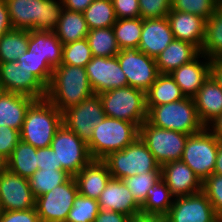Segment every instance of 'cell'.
<instances>
[{
  "instance_id": "obj_40",
  "label": "cell",
  "mask_w": 222,
  "mask_h": 222,
  "mask_svg": "<svg viewBox=\"0 0 222 222\" xmlns=\"http://www.w3.org/2000/svg\"><path fill=\"white\" fill-rule=\"evenodd\" d=\"M161 178V171L125 177L122 181L127 185L135 200L142 206L147 200V192Z\"/></svg>"
},
{
  "instance_id": "obj_2",
  "label": "cell",
  "mask_w": 222,
  "mask_h": 222,
  "mask_svg": "<svg viewBox=\"0 0 222 222\" xmlns=\"http://www.w3.org/2000/svg\"><path fill=\"white\" fill-rule=\"evenodd\" d=\"M13 29L54 31L63 10L62 0H5Z\"/></svg>"
},
{
  "instance_id": "obj_6",
  "label": "cell",
  "mask_w": 222,
  "mask_h": 222,
  "mask_svg": "<svg viewBox=\"0 0 222 222\" xmlns=\"http://www.w3.org/2000/svg\"><path fill=\"white\" fill-rule=\"evenodd\" d=\"M98 95L106 117L132 122L138 128L147 120L144 91L127 85Z\"/></svg>"
},
{
  "instance_id": "obj_35",
  "label": "cell",
  "mask_w": 222,
  "mask_h": 222,
  "mask_svg": "<svg viewBox=\"0 0 222 222\" xmlns=\"http://www.w3.org/2000/svg\"><path fill=\"white\" fill-rule=\"evenodd\" d=\"M86 39L94 57H114L120 51L112 27L91 29Z\"/></svg>"
},
{
  "instance_id": "obj_4",
  "label": "cell",
  "mask_w": 222,
  "mask_h": 222,
  "mask_svg": "<svg viewBox=\"0 0 222 222\" xmlns=\"http://www.w3.org/2000/svg\"><path fill=\"white\" fill-rule=\"evenodd\" d=\"M147 121L155 127L173 130L187 135L201 132V123L194 99L185 97L179 101L159 106H146Z\"/></svg>"
},
{
  "instance_id": "obj_20",
  "label": "cell",
  "mask_w": 222,
  "mask_h": 222,
  "mask_svg": "<svg viewBox=\"0 0 222 222\" xmlns=\"http://www.w3.org/2000/svg\"><path fill=\"white\" fill-rule=\"evenodd\" d=\"M174 39L167 17L142 19L139 51L155 59Z\"/></svg>"
},
{
  "instance_id": "obj_43",
  "label": "cell",
  "mask_w": 222,
  "mask_h": 222,
  "mask_svg": "<svg viewBox=\"0 0 222 222\" xmlns=\"http://www.w3.org/2000/svg\"><path fill=\"white\" fill-rule=\"evenodd\" d=\"M202 192L207 196L216 213L222 217V175L212 174L202 183Z\"/></svg>"
},
{
  "instance_id": "obj_1",
  "label": "cell",
  "mask_w": 222,
  "mask_h": 222,
  "mask_svg": "<svg viewBox=\"0 0 222 222\" xmlns=\"http://www.w3.org/2000/svg\"><path fill=\"white\" fill-rule=\"evenodd\" d=\"M93 95L85 67L60 64L53 69L46 98L61 113Z\"/></svg>"
},
{
  "instance_id": "obj_41",
  "label": "cell",
  "mask_w": 222,
  "mask_h": 222,
  "mask_svg": "<svg viewBox=\"0 0 222 222\" xmlns=\"http://www.w3.org/2000/svg\"><path fill=\"white\" fill-rule=\"evenodd\" d=\"M99 210V204L96 199L88 198L78 193L65 222H94Z\"/></svg>"
},
{
  "instance_id": "obj_48",
  "label": "cell",
  "mask_w": 222,
  "mask_h": 222,
  "mask_svg": "<svg viewBox=\"0 0 222 222\" xmlns=\"http://www.w3.org/2000/svg\"><path fill=\"white\" fill-rule=\"evenodd\" d=\"M37 155V165L39 169H61V164H58V158L56 157V153L53 152L52 148H38L36 150Z\"/></svg>"
},
{
  "instance_id": "obj_37",
  "label": "cell",
  "mask_w": 222,
  "mask_h": 222,
  "mask_svg": "<svg viewBox=\"0 0 222 222\" xmlns=\"http://www.w3.org/2000/svg\"><path fill=\"white\" fill-rule=\"evenodd\" d=\"M70 177L71 175L61 169H39L28 179L33 195L37 198L65 183Z\"/></svg>"
},
{
  "instance_id": "obj_32",
  "label": "cell",
  "mask_w": 222,
  "mask_h": 222,
  "mask_svg": "<svg viewBox=\"0 0 222 222\" xmlns=\"http://www.w3.org/2000/svg\"><path fill=\"white\" fill-rule=\"evenodd\" d=\"M29 30L12 29L0 37V62H14L28 48Z\"/></svg>"
},
{
  "instance_id": "obj_53",
  "label": "cell",
  "mask_w": 222,
  "mask_h": 222,
  "mask_svg": "<svg viewBox=\"0 0 222 222\" xmlns=\"http://www.w3.org/2000/svg\"><path fill=\"white\" fill-rule=\"evenodd\" d=\"M211 76L222 89V58L211 59Z\"/></svg>"
},
{
  "instance_id": "obj_10",
  "label": "cell",
  "mask_w": 222,
  "mask_h": 222,
  "mask_svg": "<svg viewBox=\"0 0 222 222\" xmlns=\"http://www.w3.org/2000/svg\"><path fill=\"white\" fill-rule=\"evenodd\" d=\"M50 147L56 153L61 170L72 177L92 160L87 143L63 124L56 131Z\"/></svg>"
},
{
  "instance_id": "obj_11",
  "label": "cell",
  "mask_w": 222,
  "mask_h": 222,
  "mask_svg": "<svg viewBox=\"0 0 222 222\" xmlns=\"http://www.w3.org/2000/svg\"><path fill=\"white\" fill-rule=\"evenodd\" d=\"M78 193L75 177L71 176L65 183L37 197L35 209L40 222H65Z\"/></svg>"
},
{
  "instance_id": "obj_19",
  "label": "cell",
  "mask_w": 222,
  "mask_h": 222,
  "mask_svg": "<svg viewBox=\"0 0 222 222\" xmlns=\"http://www.w3.org/2000/svg\"><path fill=\"white\" fill-rule=\"evenodd\" d=\"M97 201L101 210H110L128 216L141 213V205L121 179L111 178Z\"/></svg>"
},
{
  "instance_id": "obj_57",
  "label": "cell",
  "mask_w": 222,
  "mask_h": 222,
  "mask_svg": "<svg viewBox=\"0 0 222 222\" xmlns=\"http://www.w3.org/2000/svg\"><path fill=\"white\" fill-rule=\"evenodd\" d=\"M3 92V89L1 88V86H0V94Z\"/></svg>"
},
{
  "instance_id": "obj_42",
  "label": "cell",
  "mask_w": 222,
  "mask_h": 222,
  "mask_svg": "<svg viewBox=\"0 0 222 222\" xmlns=\"http://www.w3.org/2000/svg\"><path fill=\"white\" fill-rule=\"evenodd\" d=\"M218 5L217 0H171V10L198 15L205 20L215 13Z\"/></svg>"
},
{
  "instance_id": "obj_18",
  "label": "cell",
  "mask_w": 222,
  "mask_h": 222,
  "mask_svg": "<svg viewBox=\"0 0 222 222\" xmlns=\"http://www.w3.org/2000/svg\"><path fill=\"white\" fill-rule=\"evenodd\" d=\"M161 178L174 198L196 194L202 191V181L182 160L161 166Z\"/></svg>"
},
{
  "instance_id": "obj_24",
  "label": "cell",
  "mask_w": 222,
  "mask_h": 222,
  "mask_svg": "<svg viewBox=\"0 0 222 222\" xmlns=\"http://www.w3.org/2000/svg\"><path fill=\"white\" fill-rule=\"evenodd\" d=\"M201 123L208 127L222 114V89L210 75L193 97Z\"/></svg>"
},
{
  "instance_id": "obj_17",
  "label": "cell",
  "mask_w": 222,
  "mask_h": 222,
  "mask_svg": "<svg viewBox=\"0 0 222 222\" xmlns=\"http://www.w3.org/2000/svg\"><path fill=\"white\" fill-rule=\"evenodd\" d=\"M85 68L94 94L127 86L126 75L120 68L117 56H93Z\"/></svg>"
},
{
  "instance_id": "obj_16",
  "label": "cell",
  "mask_w": 222,
  "mask_h": 222,
  "mask_svg": "<svg viewBox=\"0 0 222 222\" xmlns=\"http://www.w3.org/2000/svg\"><path fill=\"white\" fill-rule=\"evenodd\" d=\"M0 86L5 92L30 96L35 100L46 98L47 87L32 73L20 68L17 61L0 62Z\"/></svg>"
},
{
  "instance_id": "obj_9",
  "label": "cell",
  "mask_w": 222,
  "mask_h": 222,
  "mask_svg": "<svg viewBox=\"0 0 222 222\" xmlns=\"http://www.w3.org/2000/svg\"><path fill=\"white\" fill-rule=\"evenodd\" d=\"M219 140L205 127L201 132L189 135L181 160L203 182L215 169Z\"/></svg>"
},
{
  "instance_id": "obj_5",
  "label": "cell",
  "mask_w": 222,
  "mask_h": 222,
  "mask_svg": "<svg viewBox=\"0 0 222 222\" xmlns=\"http://www.w3.org/2000/svg\"><path fill=\"white\" fill-rule=\"evenodd\" d=\"M138 136L139 128L134 123L105 116L87 143L90 156L103 160L110 153L123 150Z\"/></svg>"
},
{
  "instance_id": "obj_44",
  "label": "cell",
  "mask_w": 222,
  "mask_h": 222,
  "mask_svg": "<svg viewBox=\"0 0 222 222\" xmlns=\"http://www.w3.org/2000/svg\"><path fill=\"white\" fill-rule=\"evenodd\" d=\"M142 19L165 18L171 11V0H139Z\"/></svg>"
},
{
  "instance_id": "obj_45",
  "label": "cell",
  "mask_w": 222,
  "mask_h": 222,
  "mask_svg": "<svg viewBox=\"0 0 222 222\" xmlns=\"http://www.w3.org/2000/svg\"><path fill=\"white\" fill-rule=\"evenodd\" d=\"M20 140V131L8 126H0V157L4 161L10 157Z\"/></svg>"
},
{
  "instance_id": "obj_29",
  "label": "cell",
  "mask_w": 222,
  "mask_h": 222,
  "mask_svg": "<svg viewBox=\"0 0 222 222\" xmlns=\"http://www.w3.org/2000/svg\"><path fill=\"white\" fill-rule=\"evenodd\" d=\"M146 106H159L185 98L181 88L170 74H159L155 82L145 92Z\"/></svg>"
},
{
  "instance_id": "obj_38",
  "label": "cell",
  "mask_w": 222,
  "mask_h": 222,
  "mask_svg": "<svg viewBox=\"0 0 222 222\" xmlns=\"http://www.w3.org/2000/svg\"><path fill=\"white\" fill-rule=\"evenodd\" d=\"M17 62L20 68L34 74L46 87L50 85L53 68L48 64L46 59L38 57L27 49V51L18 58Z\"/></svg>"
},
{
  "instance_id": "obj_39",
  "label": "cell",
  "mask_w": 222,
  "mask_h": 222,
  "mask_svg": "<svg viewBox=\"0 0 222 222\" xmlns=\"http://www.w3.org/2000/svg\"><path fill=\"white\" fill-rule=\"evenodd\" d=\"M93 58L86 38L63 45L61 64L86 67Z\"/></svg>"
},
{
  "instance_id": "obj_25",
  "label": "cell",
  "mask_w": 222,
  "mask_h": 222,
  "mask_svg": "<svg viewBox=\"0 0 222 222\" xmlns=\"http://www.w3.org/2000/svg\"><path fill=\"white\" fill-rule=\"evenodd\" d=\"M200 50L193 44L174 39L156 58L159 73L170 74L183 64L194 60Z\"/></svg>"
},
{
  "instance_id": "obj_15",
  "label": "cell",
  "mask_w": 222,
  "mask_h": 222,
  "mask_svg": "<svg viewBox=\"0 0 222 222\" xmlns=\"http://www.w3.org/2000/svg\"><path fill=\"white\" fill-rule=\"evenodd\" d=\"M35 201L28 178L6 168L0 172V211L32 209L35 208Z\"/></svg>"
},
{
  "instance_id": "obj_47",
  "label": "cell",
  "mask_w": 222,
  "mask_h": 222,
  "mask_svg": "<svg viewBox=\"0 0 222 222\" xmlns=\"http://www.w3.org/2000/svg\"><path fill=\"white\" fill-rule=\"evenodd\" d=\"M0 222H40L35 208L27 210L0 211Z\"/></svg>"
},
{
  "instance_id": "obj_49",
  "label": "cell",
  "mask_w": 222,
  "mask_h": 222,
  "mask_svg": "<svg viewBox=\"0 0 222 222\" xmlns=\"http://www.w3.org/2000/svg\"><path fill=\"white\" fill-rule=\"evenodd\" d=\"M130 216L110 210H99L94 222H127Z\"/></svg>"
},
{
  "instance_id": "obj_34",
  "label": "cell",
  "mask_w": 222,
  "mask_h": 222,
  "mask_svg": "<svg viewBox=\"0 0 222 222\" xmlns=\"http://www.w3.org/2000/svg\"><path fill=\"white\" fill-rule=\"evenodd\" d=\"M83 15L89 30L112 27L117 21L112 0H94Z\"/></svg>"
},
{
  "instance_id": "obj_33",
  "label": "cell",
  "mask_w": 222,
  "mask_h": 222,
  "mask_svg": "<svg viewBox=\"0 0 222 222\" xmlns=\"http://www.w3.org/2000/svg\"><path fill=\"white\" fill-rule=\"evenodd\" d=\"M173 198L170 189L160 178L149 188L147 192V200L141 206V213L166 215L173 204Z\"/></svg>"
},
{
  "instance_id": "obj_8",
  "label": "cell",
  "mask_w": 222,
  "mask_h": 222,
  "mask_svg": "<svg viewBox=\"0 0 222 222\" xmlns=\"http://www.w3.org/2000/svg\"><path fill=\"white\" fill-rule=\"evenodd\" d=\"M187 134L153 126L147 120L139 127V137L160 166L181 160Z\"/></svg>"
},
{
  "instance_id": "obj_55",
  "label": "cell",
  "mask_w": 222,
  "mask_h": 222,
  "mask_svg": "<svg viewBox=\"0 0 222 222\" xmlns=\"http://www.w3.org/2000/svg\"><path fill=\"white\" fill-rule=\"evenodd\" d=\"M213 174L222 175V141L219 140L216 164Z\"/></svg>"
},
{
  "instance_id": "obj_23",
  "label": "cell",
  "mask_w": 222,
  "mask_h": 222,
  "mask_svg": "<svg viewBox=\"0 0 222 222\" xmlns=\"http://www.w3.org/2000/svg\"><path fill=\"white\" fill-rule=\"evenodd\" d=\"M80 195L98 199L112 178L103 160L92 159L75 176Z\"/></svg>"
},
{
  "instance_id": "obj_3",
  "label": "cell",
  "mask_w": 222,
  "mask_h": 222,
  "mask_svg": "<svg viewBox=\"0 0 222 222\" xmlns=\"http://www.w3.org/2000/svg\"><path fill=\"white\" fill-rule=\"evenodd\" d=\"M62 125V113L47 99L35 100L28 108L20 138L36 149L51 145Z\"/></svg>"
},
{
  "instance_id": "obj_12",
  "label": "cell",
  "mask_w": 222,
  "mask_h": 222,
  "mask_svg": "<svg viewBox=\"0 0 222 222\" xmlns=\"http://www.w3.org/2000/svg\"><path fill=\"white\" fill-rule=\"evenodd\" d=\"M105 118L102 101L98 94L62 112V124L88 143L94 128Z\"/></svg>"
},
{
  "instance_id": "obj_14",
  "label": "cell",
  "mask_w": 222,
  "mask_h": 222,
  "mask_svg": "<svg viewBox=\"0 0 222 222\" xmlns=\"http://www.w3.org/2000/svg\"><path fill=\"white\" fill-rule=\"evenodd\" d=\"M173 200L166 214L169 222H221V217L202 191Z\"/></svg>"
},
{
  "instance_id": "obj_54",
  "label": "cell",
  "mask_w": 222,
  "mask_h": 222,
  "mask_svg": "<svg viewBox=\"0 0 222 222\" xmlns=\"http://www.w3.org/2000/svg\"><path fill=\"white\" fill-rule=\"evenodd\" d=\"M211 126V127H210ZM218 140L222 141V114L206 127Z\"/></svg>"
},
{
  "instance_id": "obj_56",
  "label": "cell",
  "mask_w": 222,
  "mask_h": 222,
  "mask_svg": "<svg viewBox=\"0 0 222 222\" xmlns=\"http://www.w3.org/2000/svg\"><path fill=\"white\" fill-rule=\"evenodd\" d=\"M5 168V161L0 157V172Z\"/></svg>"
},
{
  "instance_id": "obj_22",
  "label": "cell",
  "mask_w": 222,
  "mask_h": 222,
  "mask_svg": "<svg viewBox=\"0 0 222 222\" xmlns=\"http://www.w3.org/2000/svg\"><path fill=\"white\" fill-rule=\"evenodd\" d=\"M167 19L176 40L195 45L200 51L205 37L206 20L191 13L171 10Z\"/></svg>"
},
{
  "instance_id": "obj_30",
  "label": "cell",
  "mask_w": 222,
  "mask_h": 222,
  "mask_svg": "<svg viewBox=\"0 0 222 222\" xmlns=\"http://www.w3.org/2000/svg\"><path fill=\"white\" fill-rule=\"evenodd\" d=\"M36 150L32 145L20 140L5 161V168L21 177L30 178L38 170Z\"/></svg>"
},
{
  "instance_id": "obj_26",
  "label": "cell",
  "mask_w": 222,
  "mask_h": 222,
  "mask_svg": "<svg viewBox=\"0 0 222 222\" xmlns=\"http://www.w3.org/2000/svg\"><path fill=\"white\" fill-rule=\"evenodd\" d=\"M34 101L27 95L3 91L0 94V126L20 131L26 112Z\"/></svg>"
},
{
  "instance_id": "obj_51",
  "label": "cell",
  "mask_w": 222,
  "mask_h": 222,
  "mask_svg": "<svg viewBox=\"0 0 222 222\" xmlns=\"http://www.w3.org/2000/svg\"><path fill=\"white\" fill-rule=\"evenodd\" d=\"M94 0H62L63 8L69 11L84 12Z\"/></svg>"
},
{
  "instance_id": "obj_7",
  "label": "cell",
  "mask_w": 222,
  "mask_h": 222,
  "mask_svg": "<svg viewBox=\"0 0 222 222\" xmlns=\"http://www.w3.org/2000/svg\"><path fill=\"white\" fill-rule=\"evenodd\" d=\"M103 161L114 179L161 171V166L139 136L123 150L110 153Z\"/></svg>"
},
{
  "instance_id": "obj_13",
  "label": "cell",
  "mask_w": 222,
  "mask_h": 222,
  "mask_svg": "<svg viewBox=\"0 0 222 222\" xmlns=\"http://www.w3.org/2000/svg\"><path fill=\"white\" fill-rule=\"evenodd\" d=\"M127 85L146 92L160 74L154 58L138 48H124L116 55Z\"/></svg>"
},
{
  "instance_id": "obj_21",
  "label": "cell",
  "mask_w": 222,
  "mask_h": 222,
  "mask_svg": "<svg viewBox=\"0 0 222 222\" xmlns=\"http://www.w3.org/2000/svg\"><path fill=\"white\" fill-rule=\"evenodd\" d=\"M200 58H204L205 61L201 62ZM170 75L181 88L185 97L193 98L211 75V60L203 53H200L194 60L183 64L172 71Z\"/></svg>"
},
{
  "instance_id": "obj_50",
  "label": "cell",
  "mask_w": 222,
  "mask_h": 222,
  "mask_svg": "<svg viewBox=\"0 0 222 222\" xmlns=\"http://www.w3.org/2000/svg\"><path fill=\"white\" fill-rule=\"evenodd\" d=\"M8 7L5 0H0V37L12 30Z\"/></svg>"
},
{
  "instance_id": "obj_52",
  "label": "cell",
  "mask_w": 222,
  "mask_h": 222,
  "mask_svg": "<svg viewBox=\"0 0 222 222\" xmlns=\"http://www.w3.org/2000/svg\"><path fill=\"white\" fill-rule=\"evenodd\" d=\"M127 222H169L166 215L143 214L130 216Z\"/></svg>"
},
{
  "instance_id": "obj_28",
  "label": "cell",
  "mask_w": 222,
  "mask_h": 222,
  "mask_svg": "<svg viewBox=\"0 0 222 222\" xmlns=\"http://www.w3.org/2000/svg\"><path fill=\"white\" fill-rule=\"evenodd\" d=\"M54 32L64 45L86 38L89 28L83 12L69 11L63 8Z\"/></svg>"
},
{
  "instance_id": "obj_31",
  "label": "cell",
  "mask_w": 222,
  "mask_h": 222,
  "mask_svg": "<svg viewBox=\"0 0 222 222\" xmlns=\"http://www.w3.org/2000/svg\"><path fill=\"white\" fill-rule=\"evenodd\" d=\"M210 60L222 58V3L205 23V37L200 51Z\"/></svg>"
},
{
  "instance_id": "obj_36",
  "label": "cell",
  "mask_w": 222,
  "mask_h": 222,
  "mask_svg": "<svg viewBox=\"0 0 222 222\" xmlns=\"http://www.w3.org/2000/svg\"><path fill=\"white\" fill-rule=\"evenodd\" d=\"M112 28L120 50L138 48L142 32L141 17L117 19Z\"/></svg>"
},
{
  "instance_id": "obj_27",
  "label": "cell",
  "mask_w": 222,
  "mask_h": 222,
  "mask_svg": "<svg viewBox=\"0 0 222 222\" xmlns=\"http://www.w3.org/2000/svg\"><path fill=\"white\" fill-rule=\"evenodd\" d=\"M54 69L61 64L63 43L54 31L29 30L28 48Z\"/></svg>"
},
{
  "instance_id": "obj_46",
  "label": "cell",
  "mask_w": 222,
  "mask_h": 222,
  "mask_svg": "<svg viewBox=\"0 0 222 222\" xmlns=\"http://www.w3.org/2000/svg\"><path fill=\"white\" fill-rule=\"evenodd\" d=\"M117 19L140 17L139 0H112Z\"/></svg>"
}]
</instances>
